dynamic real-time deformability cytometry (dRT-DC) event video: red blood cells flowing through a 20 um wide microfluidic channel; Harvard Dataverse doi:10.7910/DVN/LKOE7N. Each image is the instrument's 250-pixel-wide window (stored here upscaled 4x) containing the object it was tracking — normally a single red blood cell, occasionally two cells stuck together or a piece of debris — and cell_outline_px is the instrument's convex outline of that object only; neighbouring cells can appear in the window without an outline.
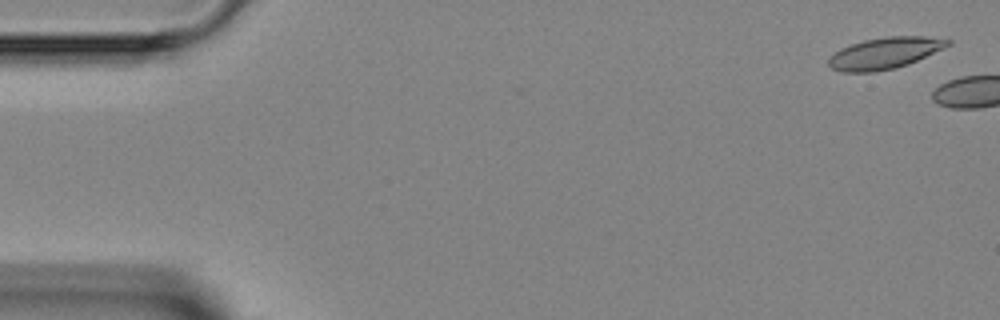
{"species": "Egyptian fruit bat (a non-hibernating species)", "species_latin": "Rousettus aegyptiacus", "temperature_condition": "room temperature", "stored_images_in_passage": 2, "camera_frame_rate_fps": 3000, "um_per_image_px": 0.085, "animal": {"sex": "female"}, "frame": {"image": 1, "passage_image": 1, "time_ms": 0.0, "image_size_px": [1000, 320], "cell_outline_px": [[952, 44], [944, 48], [908, 64], [896, 68], [876, 72], [840, 72], [832, 68], [828, 64], [828, 56], [840, 48], [864, 40], [888, 36], [924, 36], [952, 40]], "centroid_in_image_um": [75.18, 4.52], "position_along_channel_um": 9.8, "area_um2": 21.96}}